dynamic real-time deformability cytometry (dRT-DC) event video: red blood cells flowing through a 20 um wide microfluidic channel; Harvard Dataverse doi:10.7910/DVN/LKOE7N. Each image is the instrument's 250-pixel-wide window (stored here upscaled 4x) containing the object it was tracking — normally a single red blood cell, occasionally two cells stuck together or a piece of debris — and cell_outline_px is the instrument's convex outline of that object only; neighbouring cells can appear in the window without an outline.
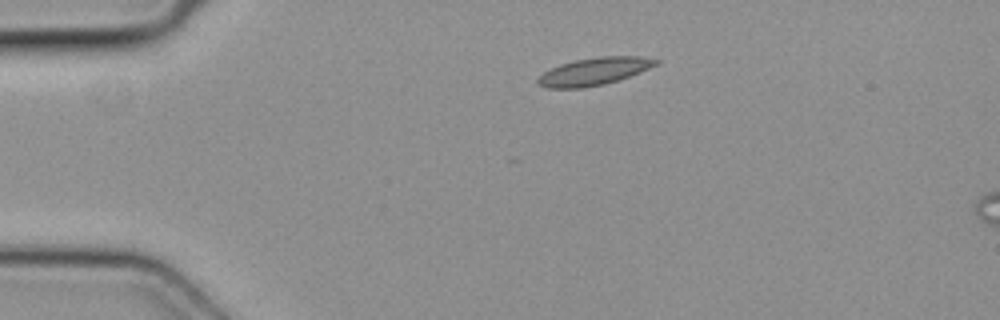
{"species": "common noctule bat (a hibernating species)", "species_latin": "Nyctalus noctula", "temperature_condition": "cold", "stored_images_in_passage": 2, "camera_frame_rate_fps": 3000, "um_per_image_px": 0.085, "animal": {"sex": "female", "body_mass_g": 19.3, "forearm_length_mm": 54.1}, "frame": {"image": 1, "passage_image": 1, "time_ms": 0.0, "image_size_px": [1000, 320], "cell_outline_px": [[660, 64], [640, 72], [604, 84], [584, 88], [548, 88], [540, 84], [536, 80], [544, 72], [560, 64], [576, 60], [600, 56], [640, 56], [660, 60]], "centroid_in_image_um": [50.54, 6.06], "position_along_channel_um": 34.5, "area_um2": 18.73}}